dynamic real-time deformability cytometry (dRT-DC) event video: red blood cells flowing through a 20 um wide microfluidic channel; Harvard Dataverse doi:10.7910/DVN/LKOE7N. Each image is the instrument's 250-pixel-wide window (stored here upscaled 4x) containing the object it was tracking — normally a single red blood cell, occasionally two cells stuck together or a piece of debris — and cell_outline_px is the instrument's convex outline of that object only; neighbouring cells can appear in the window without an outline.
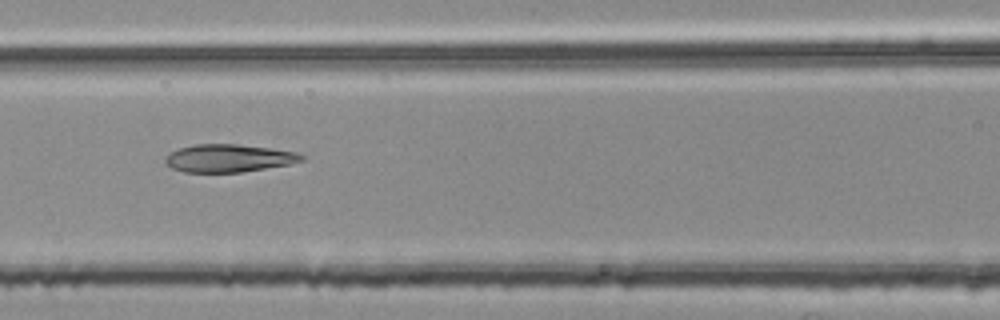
{"species": "common noctule bat (a hibernating species)", "species_latin": "Nyctalus noctula", "temperature_condition": "room temperature", "stored_images_in_passage": 6, "segment_of_instrument_passage": [2, 2], "camera_frame_rate_fps": 3000, "um_per_image_px": 0.085, "animal": {"sex": "female", "body_mass_g": 25.1}, "frame": {"image": 1, "passage_image": 5, "time_ms": 1.333, "image_size_px": [1000, 320], "cell_outline_px": [[304, 160], [292, 164], [240, 172], [184, 172], [172, 168], [164, 160], [172, 152], [180, 148], [196, 144], [236, 144], [272, 148], [296, 152], [304, 156]], "centroid_in_image_um": [19.49, 13.44], "position_along_channel_um": 147.1, "area_um2": 21.91}}
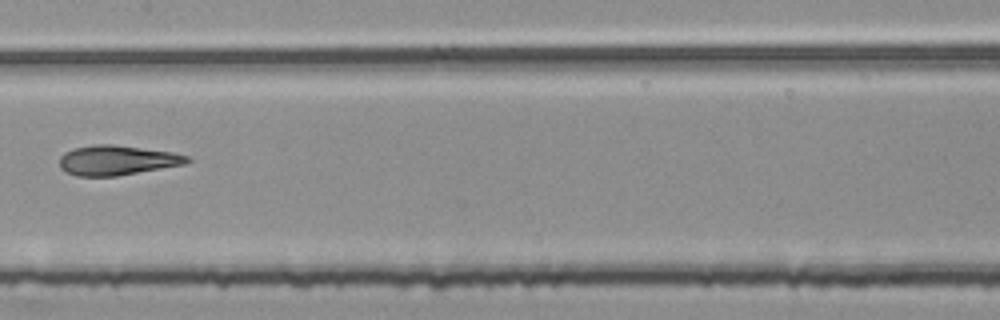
{"frame": {"image": 2, "passage_image": 6, "time_ms": 1.667, "image_size_px": [1000, 320], "cell_outline_px": [[192, 160], [184, 164], [116, 176], [76, 176], [60, 168], [60, 156], [64, 152], [72, 148], [96, 144], [112, 144], [172, 152], [188, 156]], "centroid_in_image_um": [9.92, 13.61], "position_along_channel_um": 197.5, "area_um2": 22.02}}